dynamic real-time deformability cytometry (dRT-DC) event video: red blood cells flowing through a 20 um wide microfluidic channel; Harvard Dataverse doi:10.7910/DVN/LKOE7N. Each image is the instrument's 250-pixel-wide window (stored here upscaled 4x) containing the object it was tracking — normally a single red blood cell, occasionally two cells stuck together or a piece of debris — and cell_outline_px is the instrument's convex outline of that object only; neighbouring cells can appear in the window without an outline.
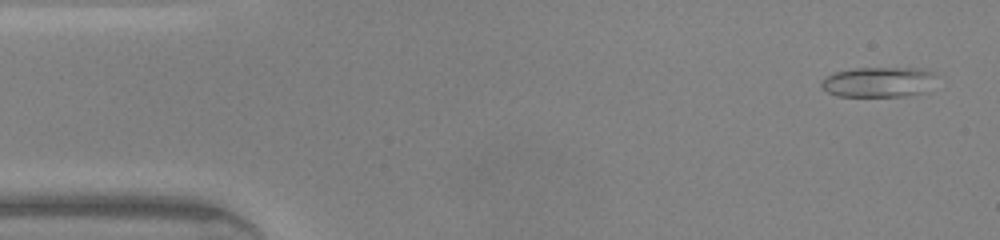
{"species": "common noctule bat (a hibernating species)", "species_latin": "Nyctalus noctula", "temperature_condition": "warm", "stored_images_in_passage": 36, "camera_frame_rate_fps": 3000, "um_per_image_px": 0.085, "animal": {"sex": "male", "body_mass_g": 20.0, "forearm_length_mm": 53.3}, "frame": {"image": 1, "passage_image": 2, "time_ms": 0.333, "image_size_px": [1000, 240], "cell_outline_px": [[936, 72], [928, 92], [908, 96], [836, 96], [828, 92], [820, 84], [820, 80], [832, 72], [856, 68], [924, 68]], "centroid_in_image_um": [74.69, 6.97], "position_along_channel_um": 10.3, "area_um2": 20.58}}
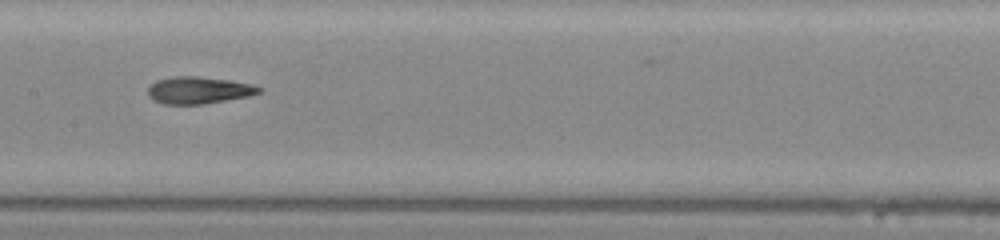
{"frame": {"image": 2, "passage_image": 22, "time_ms": 7.0, "image_size_px": [1000, 240], "cell_outline_px": [[264, 88], [260, 92], [248, 96], [204, 104], [164, 104], [152, 100], [148, 96], [148, 88], [156, 80], [172, 76], [196, 76], [232, 80]], "centroid_in_image_um": [16.85, 7.66], "position_along_channel_um": 190.5, "area_um2": 17.51}}
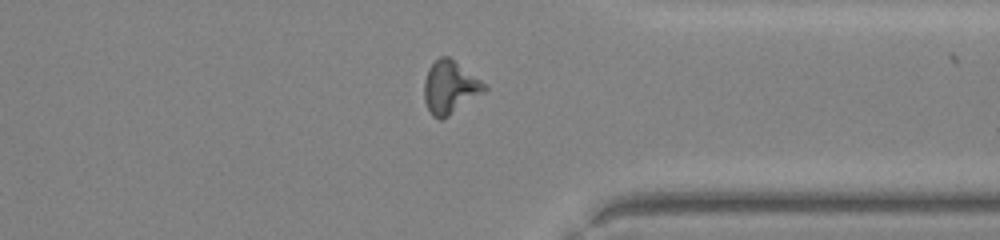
{"frame": {"image": 3, "passage_image": 35, "time_ms": 11.333, "image_size_px": [1000, 240], "cell_outline_px": [[488, 88], [484, 92], [448, 116], [440, 120], [432, 116], [424, 100], [424, 80], [428, 68], [440, 56], [448, 56], [488, 84]], "centroid_in_image_um": [38.26, 7.41], "position_along_channel_um": 373.1, "area_um2": 18.55}}